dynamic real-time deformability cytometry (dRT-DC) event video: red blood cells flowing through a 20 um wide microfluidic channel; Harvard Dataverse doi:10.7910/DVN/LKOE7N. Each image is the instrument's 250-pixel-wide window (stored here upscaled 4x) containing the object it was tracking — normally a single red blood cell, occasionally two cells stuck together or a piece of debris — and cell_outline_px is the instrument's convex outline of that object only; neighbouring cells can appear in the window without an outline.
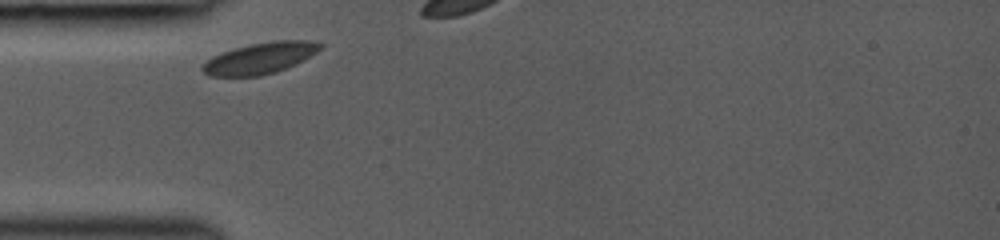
{"species": "common noctule bat (a hibernating species)", "species_latin": "Nyctalus noctula", "temperature_condition": "room temperature", "stored_images_in_passage": 10, "camera_frame_rate_fps": 3000, "um_per_image_px": 0.085, "animal": {"sex": "female", "body_mass_g": 19.0, "forearm_length_mm": 53.3}, "frame": {"image": 1, "passage_image": 1, "time_ms": 0.0, "image_size_px": [1000, 240], "cell_outline_px": [[324, 48], [304, 60], [296, 64], [276, 72], [260, 76], [208, 76], [200, 68], [212, 56], [236, 48], [252, 44], [276, 40], [308, 40], [324, 44]], "centroid_in_image_um": [22.16, 4.95], "position_along_channel_um": 62.8, "area_um2": 21.39}}